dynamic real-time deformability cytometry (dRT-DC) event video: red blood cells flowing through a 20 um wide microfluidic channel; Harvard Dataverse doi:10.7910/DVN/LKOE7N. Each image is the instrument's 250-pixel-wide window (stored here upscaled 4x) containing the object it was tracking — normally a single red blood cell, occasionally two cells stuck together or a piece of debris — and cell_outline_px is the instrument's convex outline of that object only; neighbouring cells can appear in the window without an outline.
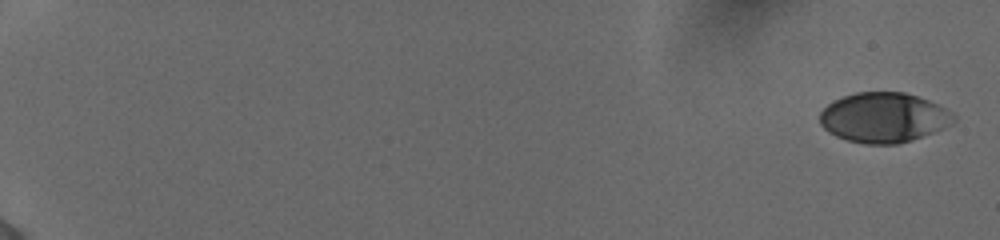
{"species": "human", "species_latin": "Homo sapiens", "temperature_condition": "cold", "stored_images_in_passage": 31, "camera_frame_rate_fps": 3000, "um_per_image_px": 0.085, "donor": {"sex": "female"}, "frame": {"image": 1, "passage_image": 1, "time_ms": 0.0, "image_size_px": [1000, 240], "cell_outline_px": [[956, 120], [952, 124], [912, 140], [896, 144], [864, 144], [848, 140], [836, 136], [828, 132], [820, 124], [820, 112], [828, 104], [844, 96], [856, 92], [904, 92], [928, 100], [952, 112], [956, 116]], "centroid_in_image_um": [75.11, 9.99], "position_along_channel_um": 9.9, "area_um2": 38.73}}
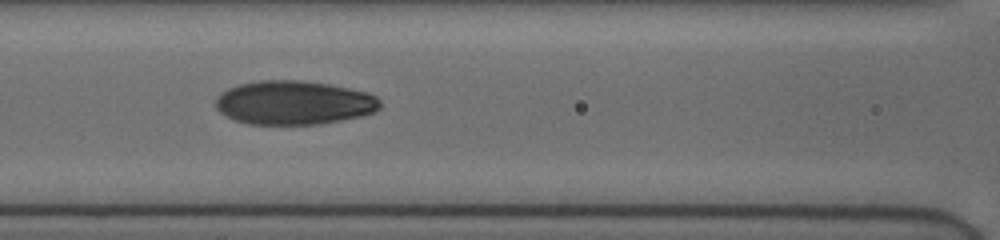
{"frame": {"image": 2, "passage_image": 16, "time_ms": 5.0, "image_size_px": [1000, 240], "cell_outline_px": [[380, 108], [376, 112], [364, 116], [320, 124], [248, 124], [236, 120], [220, 112], [216, 108], [216, 96], [220, 92], [228, 88], [240, 84], [260, 80], [300, 80], [328, 84], [368, 92], [376, 96], [380, 100]], "centroid_in_image_um": [25.0, 8.73], "position_along_channel_um": 141.6, "area_um2": 42.25}}
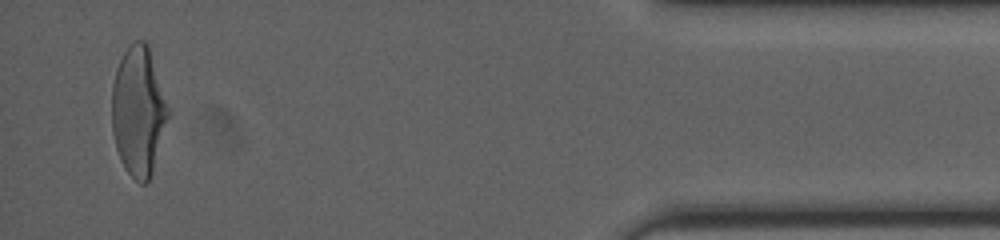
{"frame": {"image": 3, "passage_image": 31, "time_ms": 10.0, "image_size_px": [1000, 240], "cell_outline_px": [[168, 116], [152, 172], [148, 180], [144, 184], [140, 184], [124, 168], [120, 160], [116, 148], [112, 132], [112, 84], [116, 68], [124, 52], [136, 40], [144, 40], [148, 44], [168, 108]], "centroid_in_image_um": [11.73, 9.45], "position_along_channel_um": 423.5, "area_um2": 41.73}}